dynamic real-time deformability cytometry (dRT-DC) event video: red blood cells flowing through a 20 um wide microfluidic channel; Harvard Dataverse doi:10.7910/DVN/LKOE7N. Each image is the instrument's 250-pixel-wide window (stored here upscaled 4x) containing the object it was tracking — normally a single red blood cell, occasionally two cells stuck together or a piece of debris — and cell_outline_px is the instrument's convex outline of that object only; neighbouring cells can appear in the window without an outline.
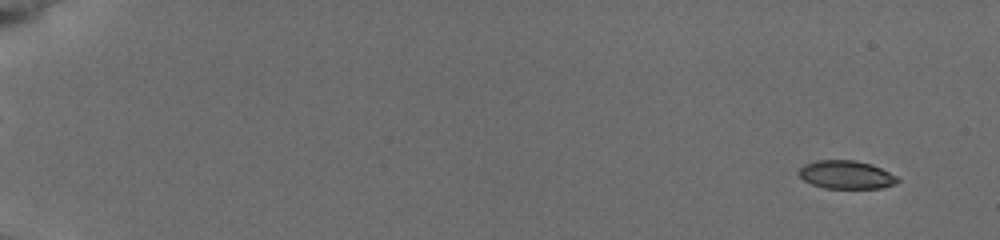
{"species": "common noctule bat (a hibernating species)", "species_latin": "Nyctalus noctula", "temperature_condition": "cold", "stored_images_in_passage": 37, "camera_frame_rate_fps": 3000, "um_per_image_px": 0.085, "animal": {"sex": "female", "body_mass_g": 19.5, "forearm_length_mm": 54.1}, "frame": {"image": 1, "passage_image": 4, "time_ms": 1.0, "image_size_px": [1000, 240], "cell_outline_px": [[900, 180], [896, 184], [880, 188], [824, 188], [812, 184], [804, 180], [800, 176], [800, 168], [804, 164], [816, 160], [856, 160], [872, 164], [896, 176]], "centroid_in_image_um": [71.94, 14.85], "position_along_channel_um": 13.1, "area_um2": 16.18}}
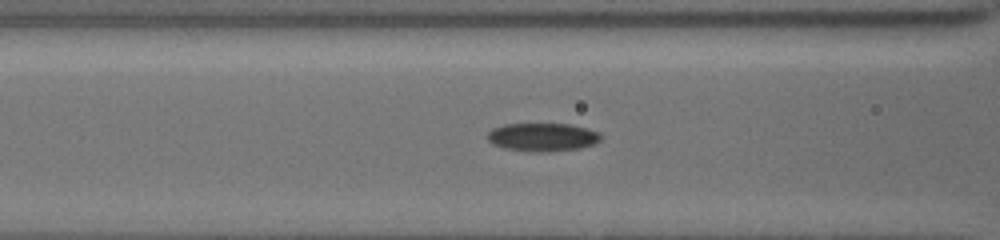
{"frame": {"image": 2, "passage_image": 23, "time_ms": 8.333, "image_size_px": [1000, 240], "cell_outline_px": [[600, 140], [596, 144], [580, 148], [548, 152], [524, 152], [504, 148], [492, 144], [484, 136], [492, 128], [504, 124], [568, 124], [600, 132]], "centroid_in_image_um": [46.06, 11.67], "position_along_channel_um": 120.5, "area_um2": 18.96}}
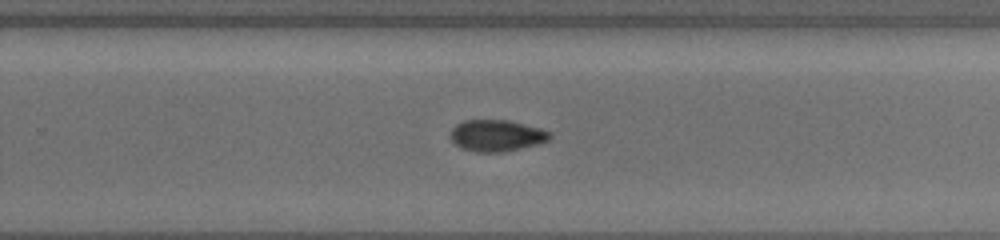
{"frame": {"image": 3, "passage_image": 36, "time_ms": 12.667, "image_size_px": [1000, 240], "cell_outline_px": [[552, 136], [548, 140], [540, 144], [504, 152], [476, 152], [460, 148], [448, 136], [452, 128], [456, 124], [464, 120], [508, 120], [540, 128], [548, 132]], "centroid_in_image_um": [42.18, 11.53], "position_along_channel_um": 287.6, "area_um2": 18.38}}